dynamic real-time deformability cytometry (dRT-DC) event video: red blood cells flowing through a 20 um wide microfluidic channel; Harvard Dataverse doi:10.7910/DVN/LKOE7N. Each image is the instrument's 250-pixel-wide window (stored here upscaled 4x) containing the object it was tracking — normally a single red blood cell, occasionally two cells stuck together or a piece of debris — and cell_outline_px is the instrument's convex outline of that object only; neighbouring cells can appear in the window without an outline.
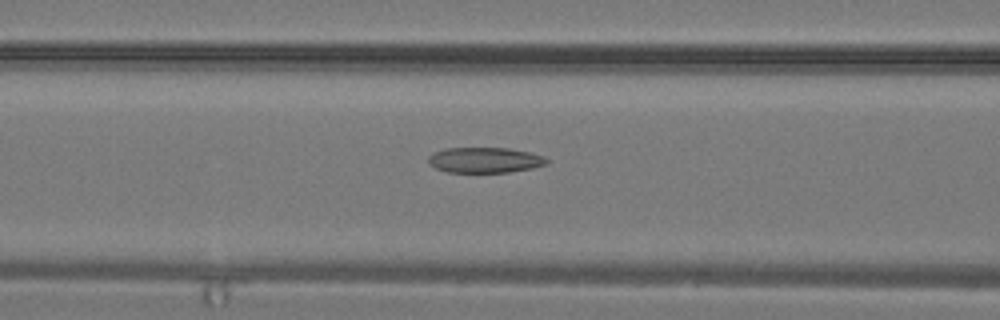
{"species": "common noctule bat (a hibernating species)", "species_latin": "Nyctalus noctula", "temperature_condition": "warm", "stored_images_in_passage": 25, "camera_frame_rate_fps": 3000, "um_per_image_px": 0.085, "animal": {"sex": "male", "body_mass_g": 19.2, "forearm_length_mm": 51.8}, "frame": {"image": 1, "passage_image": 6, "time_ms": 1.667, "image_size_px": [1000, 320], "cell_outline_px": [[548, 164], [532, 168], [508, 172], [448, 172], [436, 168], [428, 164], [428, 156], [444, 148], [508, 148], [528, 152], [544, 156], [548, 160]], "centroid_in_image_um": [41.21, 13.6], "position_along_channel_um": 125.4, "area_um2": 17.51}}
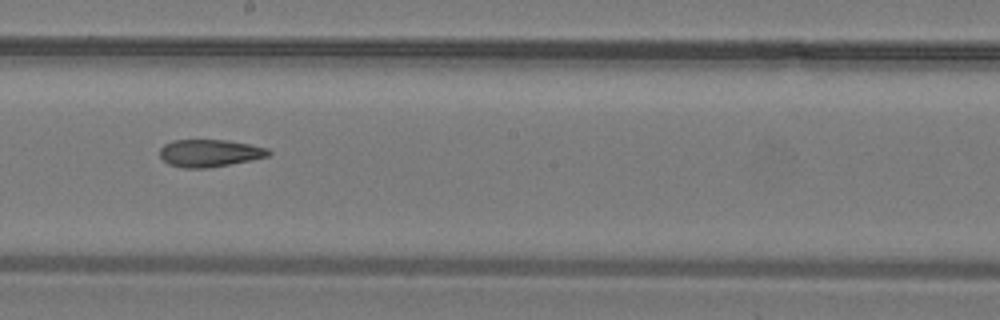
{"frame": {"image": 2, "passage_image": 11, "time_ms": 3.333, "image_size_px": [1000, 320], "cell_outline_px": [[272, 152], [268, 156], [252, 160], [208, 168], [184, 168], [168, 164], [160, 156], [160, 148], [164, 144], [172, 140], [228, 140], [268, 148]], "centroid_in_image_um": [17.82, 13.01], "position_along_channel_um": 230.4, "area_um2": 17.4}}
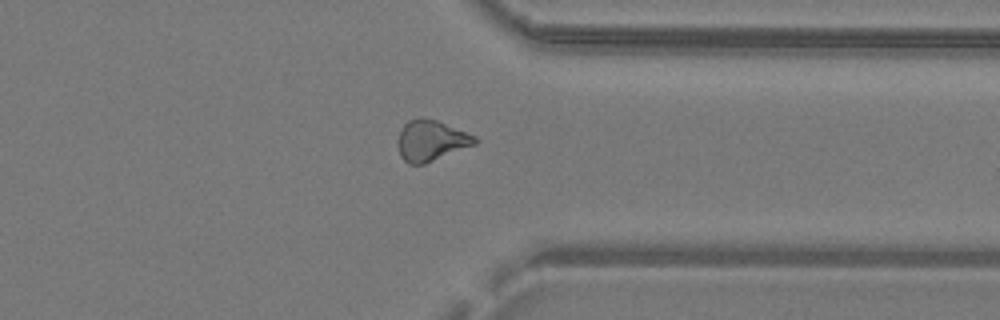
{"frame": {"image": 3, "passage_image": 18, "time_ms": 5.667, "image_size_px": [1000, 320], "cell_outline_px": [[480, 140], [476, 144], [424, 164], [408, 164], [400, 156], [400, 132], [404, 124], [408, 120], [416, 116], [420, 116], [436, 120], [476, 136]], "centroid_in_image_um": [36.67, 11.93], "position_along_channel_um": 374.7, "area_um2": 18.15}}